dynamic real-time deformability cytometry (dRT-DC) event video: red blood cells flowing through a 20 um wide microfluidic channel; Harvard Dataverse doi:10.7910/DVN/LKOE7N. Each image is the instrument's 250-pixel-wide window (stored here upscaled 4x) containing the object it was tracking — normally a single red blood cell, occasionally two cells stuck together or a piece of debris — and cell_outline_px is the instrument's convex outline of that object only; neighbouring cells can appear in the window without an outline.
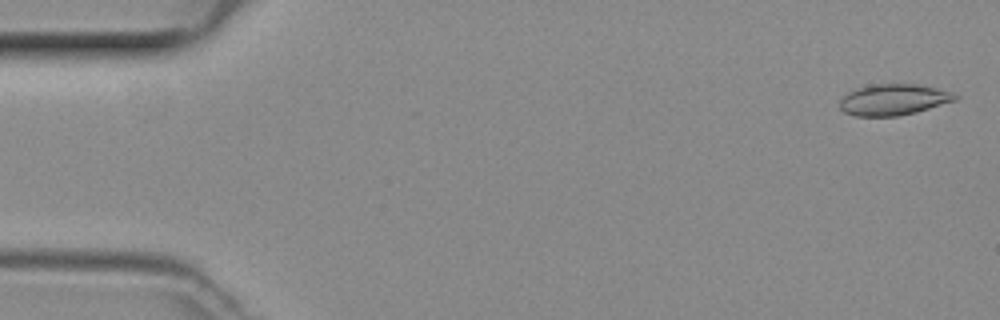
{"species": "common noctule bat (a hibernating species)", "species_latin": "Nyctalus noctula", "temperature_condition": "room temperature", "stored_images_in_passage": 37, "camera_frame_rate_fps": 3000, "um_per_image_px": 0.085, "animal": {"sex": "female", "body_mass_g": 29.2, "forearm_length_mm": 56.3}, "frame": {"image": 1, "passage_image": 2, "time_ms": 0.333, "image_size_px": [1000, 320], "cell_outline_px": [[960, 96], [956, 100], [916, 112], [900, 116], [856, 116], [844, 112], [840, 108], [840, 100], [848, 92], [856, 88], [872, 84], [916, 84], [936, 88], [952, 92]], "centroid_in_image_um": [75.95, 8.47], "position_along_channel_um": 9.1, "area_um2": 20.92}}
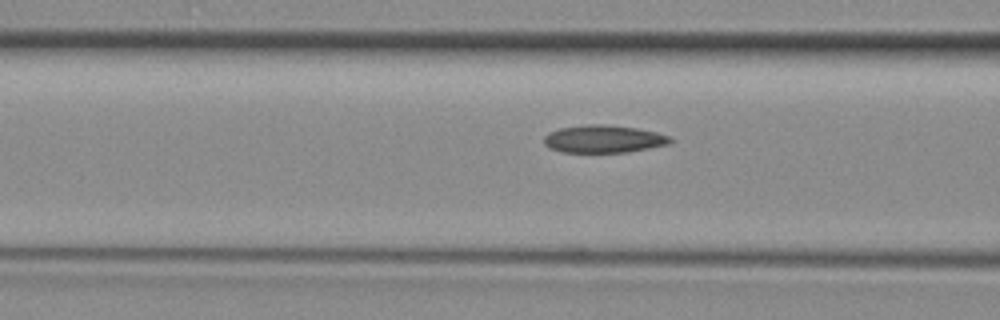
{"frame": {"image": 2, "passage_image": 19, "time_ms": 6.0, "image_size_px": [1000, 320], "cell_outline_px": [[672, 140], [668, 144], [628, 152], [560, 152], [548, 148], [544, 144], [544, 136], [548, 132], [560, 128], [588, 124], [604, 124], [636, 128], [656, 132], [672, 136]], "centroid_in_image_um": [51.28, 11.81], "position_along_channel_um": 115.3, "area_um2": 20.4}}
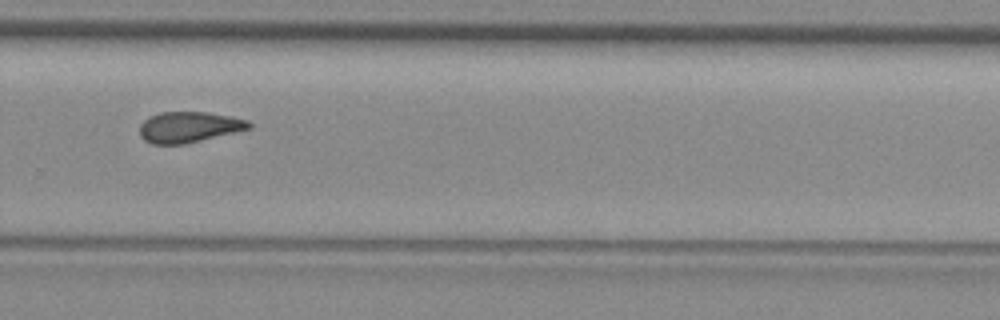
{"frame": {"image": 3, "passage_image": 33, "time_ms": 10.667, "image_size_px": [1000, 320], "cell_outline_px": [[252, 128], [184, 144], [152, 144], [144, 140], [140, 136], [140, 124], [144, 120], [160, 112], [204, 112], [228, 116], [248, 120], [252, 124]], "centroid_in_image_um": [16.05, 10.81], "position_along_channel_um": 313.8, "area_um2": 19.42}}